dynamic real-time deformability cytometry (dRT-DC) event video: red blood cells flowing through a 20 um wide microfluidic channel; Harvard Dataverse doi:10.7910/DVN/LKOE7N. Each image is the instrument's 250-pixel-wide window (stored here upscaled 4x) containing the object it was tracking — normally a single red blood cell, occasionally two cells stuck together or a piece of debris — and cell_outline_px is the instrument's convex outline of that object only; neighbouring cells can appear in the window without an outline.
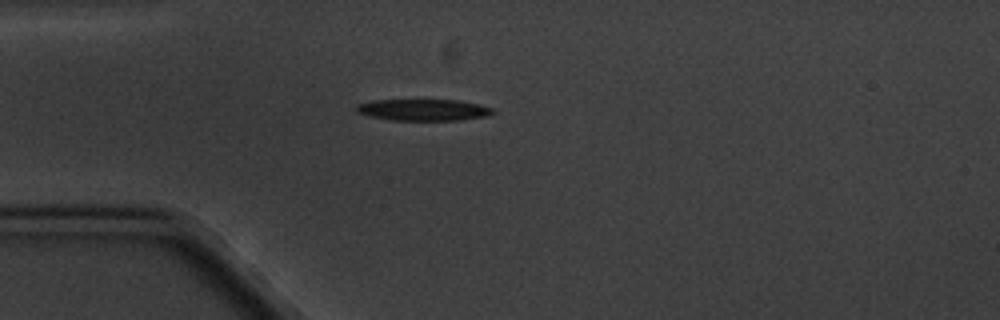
{"species": "common noctule bat (a hibernating species)", "species_latin": "Nyctalus noctula", "temperature_condition": "cold", "stored_images_in_passage": 2, "camera_frame_rate_fps": 3000, "um_per_image_px": 0.085, "animal": {"sex": "male", "body_mass_g": 20.1, "forearm_length_mm": 53.5}, "frame": {"image": 1, "passage_image": 2, "time_ms": 1.333, "image_size_px": [1000, 320], "cell_outline_px": [[496, 112], [488, 116], [460, 120], [392, 120], [368, 116], [356, 112], [356, 104], [376, 100], [456, 100], [480, 104], [492, 108]], "centroid_in_image_um": [36.0, 9.34], "position_along_channel_um": 49.0, "area_um2": 17.17}}